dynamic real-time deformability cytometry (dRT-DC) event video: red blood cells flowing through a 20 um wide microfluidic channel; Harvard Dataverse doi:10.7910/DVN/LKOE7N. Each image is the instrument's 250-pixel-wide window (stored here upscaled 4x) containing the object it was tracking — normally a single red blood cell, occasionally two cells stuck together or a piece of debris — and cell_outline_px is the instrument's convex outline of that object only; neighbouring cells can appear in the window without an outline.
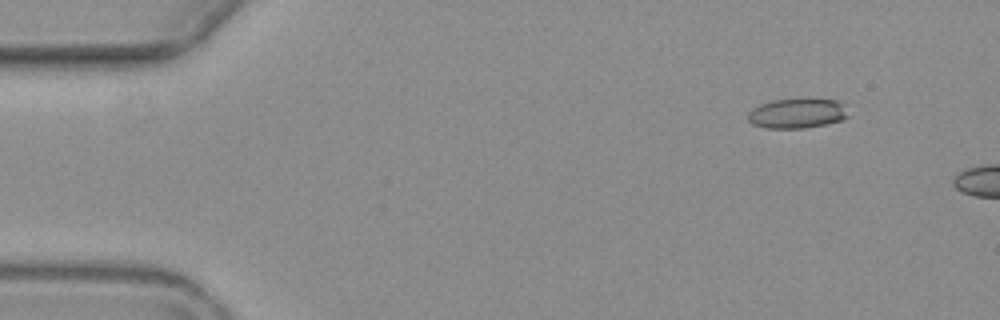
{"species": "common noctule bat (a hibernating species)", "species_latin": "Nyctalus noctula", "temperature_condition": "warm", "stored_images_in_passage": 4, "camera_frame_rate_fps": 3000, "um_per_image_px": 0.085, "animal": {"sex": "female", "body_mass_g": 19.3, "forearm_length_mm": 54.1}, "frame": {"image": 1, "passage_image": 2, "time_ms": 1.333, "image_size_px": [1000, 320], "cell_outline_px": [[848, 116], [844, 120], [804, 128], [764, 128], [752, 124], [748, 120], [748, 112], [752, 108], [760, 104], [772, 100], [836, 100], [840, 104]], "centroid_in_image_um": [67.68, 9.66], "position_along_channel_um": 17.3, "area_um2": 16.99}}